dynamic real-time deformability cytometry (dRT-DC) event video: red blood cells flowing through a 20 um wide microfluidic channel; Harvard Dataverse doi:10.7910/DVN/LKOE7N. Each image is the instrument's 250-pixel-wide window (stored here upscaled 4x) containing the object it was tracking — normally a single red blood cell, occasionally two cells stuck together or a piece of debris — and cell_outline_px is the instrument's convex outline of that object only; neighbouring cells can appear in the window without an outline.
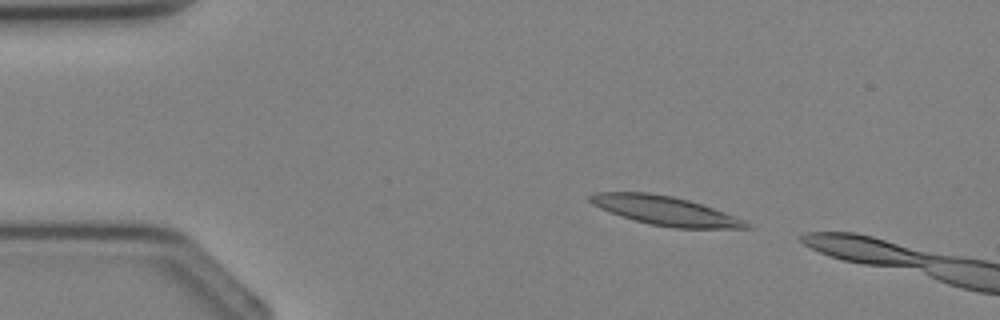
{"species": "Egyptian fruit bat (a non-hibernating species)", "species_latin": "Rousettus aegyptiacus", "temperature_condition": "cold", "stored_images_in_passage": 2, "camera_frame_rate_fps": 3000, "um_per_image_px": 0.085, "animal": {"sex": "female"}, "frame": {"image": 1, "passage_image": 1, "time_ms": 0.0, "image_size_px": [1000, 320], "cell_outline_px": [[756, 228], [676, 228], [652, 224], [620, 216], [600, 208], [592, 204], [588, 200], [588, 196], [596, 192], [648, 192], [672, 196], [688, 200], [724, 212], [744, 220]], "centroid_in_image_um": [56.53, 17.9], "position_along_channel_um": 28.5, "area_um2": 26.13}}